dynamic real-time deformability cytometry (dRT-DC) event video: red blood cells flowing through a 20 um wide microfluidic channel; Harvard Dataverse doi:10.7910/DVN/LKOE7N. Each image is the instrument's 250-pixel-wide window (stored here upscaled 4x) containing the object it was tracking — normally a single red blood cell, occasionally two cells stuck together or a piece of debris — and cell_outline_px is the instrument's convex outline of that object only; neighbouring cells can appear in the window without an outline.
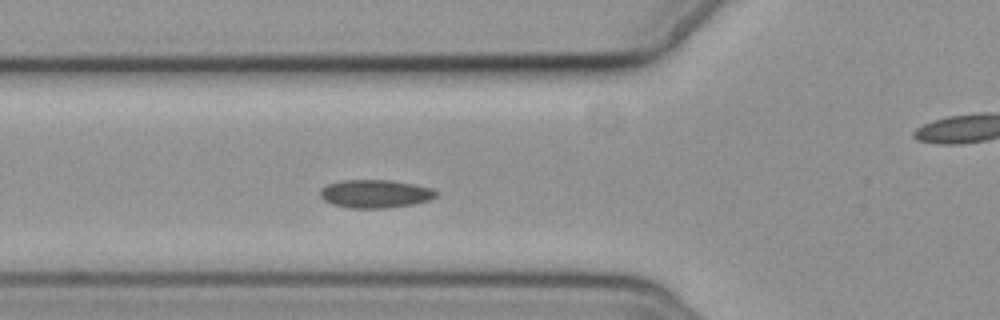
{"species": "common noctule bat (a hibernating species)", "species_latin": "Nyctalus noctula", "temperature_condition": "cold", "stored_images_in_passage": 6, "segment_of_instrument_passage": [1, 2], "camera_frame_rate_fps": 3000, "um_per_image_px": 0.085, "animal": {"sex": "female", "body_mass_g": 19.3, "forearm_length_mm": 54.1}, "frame": {"image": 1, "passage_image": 5, "time_ms": 4.667, "image_size_px": [1000, 320], "cell_outline_px": [[436, 196], [428, 200], [412, 204], [388, 208], [348, 208], [332, 204], [324, 200], [320, 196], [320, 188], [328, 184], [340, 180], [392, 180], [416, 184], [432, 188], [436, 192]], "centroid_in_image_um": [31.87, 16.46], "position_along_channel_um": 93.9, "area_um2": 19.13}}